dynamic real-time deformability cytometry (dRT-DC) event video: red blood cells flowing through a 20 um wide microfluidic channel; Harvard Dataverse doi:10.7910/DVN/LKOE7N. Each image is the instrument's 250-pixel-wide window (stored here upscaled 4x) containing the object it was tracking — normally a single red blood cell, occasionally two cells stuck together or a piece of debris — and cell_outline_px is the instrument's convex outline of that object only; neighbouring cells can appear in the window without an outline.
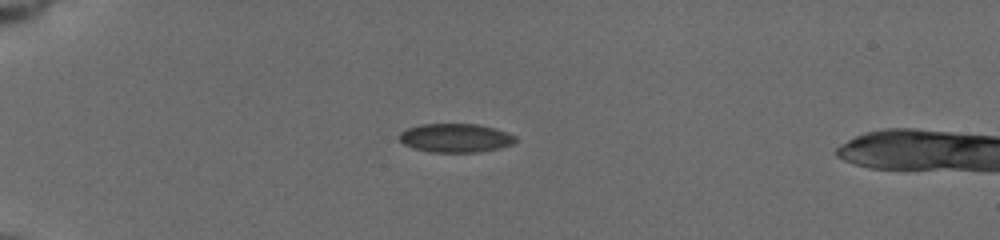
{"species": "common noctule bat (a hibernating species)", "species_latin": "Nyctalus noctula", "temperature_condition": "cold", "stored_images_in_passage": 41, "camera_frame_rate_fps": 3000, "um_per_image_px": 0.085, "animal": {"sex": "female", "body_mass_g": 19.5, "forearm_length_mm": 54.1}, "frame": {"image": 1, "passage_image": 1, "time_ms": 0.0, "image_size_px": [1000, 240], "cell_outline_px": [[516, 140], [512, 144], [500, 148], [480, 152], [432, 152], [412, 148], [404, 144], [400, 140], [400, 132], [408, 128], [420, 124], [476, 124], [492, 128], [516, 136]], "centroid_in_image_um": [38.7, 11.73], "position_along_channel_um": 46.3, "area_um2": 19.31}}
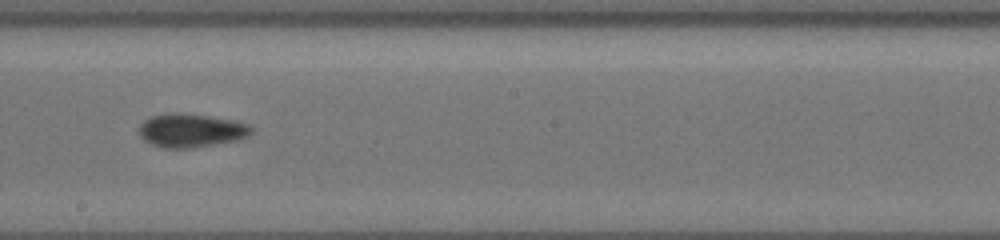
{"frame": {"image": 2, "passage_image": 19, "time_ms": 6.0, "image_size_px": [1000, 240], "cell_outline_px": [[252, 132], [248, 136], [240, 140], [192, 148], [164, 148], [152, 144], [144, 140], [140, 136], [140, 124], [144, 120], [152, 116], [168, 112], [172, 112], [208, 116], [236, 120], [248, 124], [252, 128]], "centroid_in_image_um": [16.26, 11.09], "position_along_channel_um": 231.9, "area_um2": 22.08}}
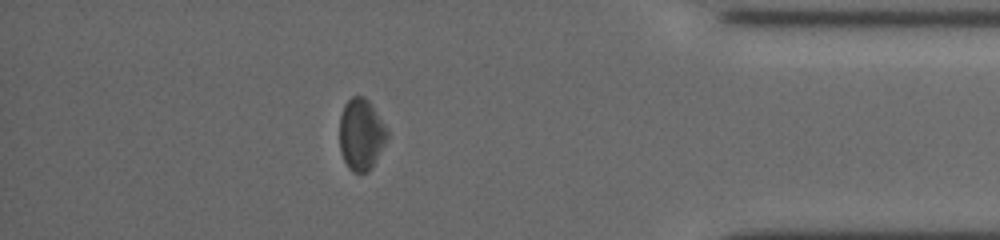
{"frame": {"image": 3, "passage_image": 35, "time_ms": 11.333, "image_size_px": [1000, 240], "cell_outline_px": [[388, 136], [368, 172], [352, 172], [348, 168], [344, 160], [340, 148], [340, 116], [344, 104], [352, 96], [364, 96], [372, 104], [388, 128]], "centroid_in_image_um": [30.69, 11.38], "position_along_channel_um": 404.5, "area_um2": 19.77}, "authors_computed_cell_mechanics": {"area_um2": 20.8658, "velocity_mm_per_s": 3.7443, "shape_relaxation_time_tau1_ms": 5.4803, "shape_relaxation_time_tau2_ms": null, "deformation_change_tau1": 0.0626, "deformation_change_tau2": null}}